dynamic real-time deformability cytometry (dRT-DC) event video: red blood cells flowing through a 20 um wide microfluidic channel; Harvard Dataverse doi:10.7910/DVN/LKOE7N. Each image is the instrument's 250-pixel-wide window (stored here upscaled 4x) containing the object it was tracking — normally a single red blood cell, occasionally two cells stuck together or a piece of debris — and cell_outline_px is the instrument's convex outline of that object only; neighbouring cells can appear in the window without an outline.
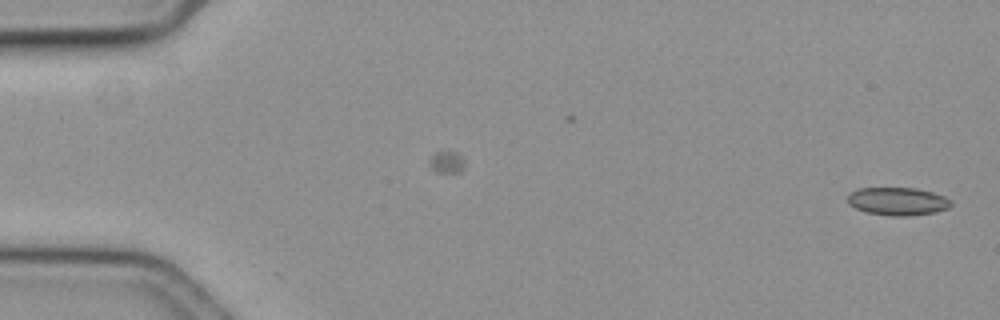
{"species": "common noctule bat (a hibernating species)", "species_latin": "Nyctalus noctula", "temperature_condition": "cold", "stored_images_in_passage": 56, "camera_frame_rate_fps": 3000, "um_per_image_px": 0.085, "animal": {"sex": "female", "body_mass_g": 19.3, "forearm_length_mm": 54.1}, "frame": {"image": 1, "passage_image": 1, "time_ms": 0.0, "image_size_px": [1000, 320], "cell_outline_px": [[952, 204], [948, 208], [936, 212], [908, 216], [888, 216], [864, 212], [848, 204], [848, 196], [852, 192], [860, 188], [916, 188], [932, 192], [944, 196], [952, 200]], "centroid_in_image_um": [76.32, 17.12], "position_along_channel_um": 8.7, "area_um2": 16.94}}
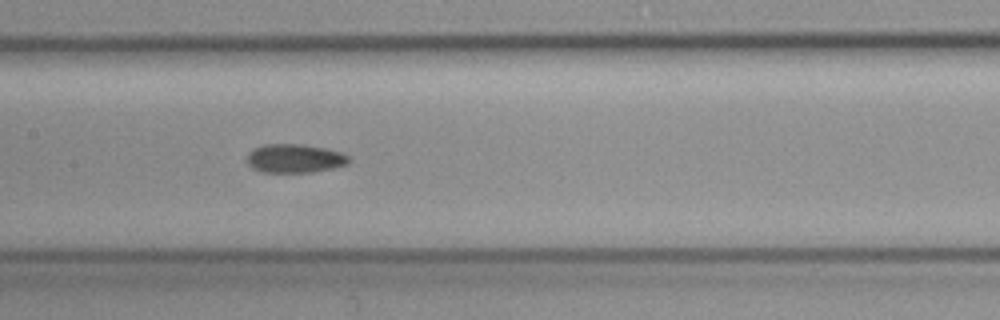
{"frame": {"image": 2, "passage_image": 28, "time_ms": 9.0, "image_size_px": [1000, 320], "cell_outline_px": [[348, 164], [332, 168], [312, 172], [260, 172], [252, 168], [248, 164], [248, 152], [252, 148], [264, 144], [304, 144], [324, 148], [340, 152], [348, 156]], "centroid_in_image_um": [25.01, 13.46], "position_along_channel_um": 182.4, "area_um2": 17.05}}
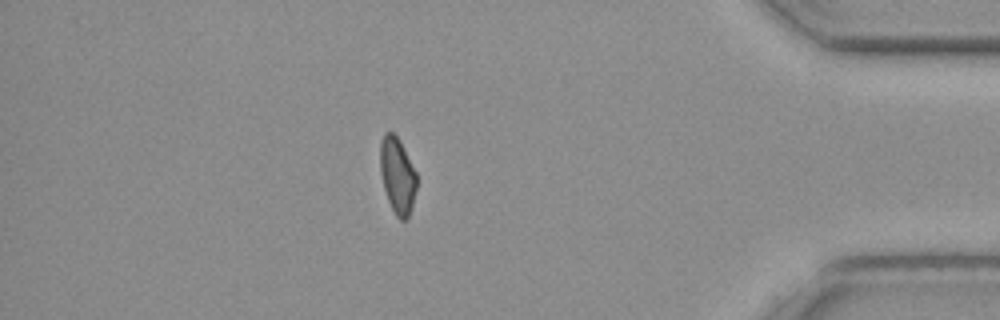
{"frame": {"image": 3, "passage_image": 50, "time_ms": 16.333, "image_size_px": [1000, 320], "cell_outline_px": [[416, 188], [408, 220], [400, 220], [396, 216], [388, 200], [384, 188], [380, 172], [380, 140], [384, 132], [392, 132], [400, 140], [416, 172]], "centroid_in_image_um": [33.77, 14.9], "position_along_channel_um": 401.4, "area_um2": 16.18}, "authors_computed_cell_mechanics": {"area_um2": 17.051, "velocity_mm_per_s": 3.5571, "shape_relaxation_time_tau1_ms": 7.0993, "shape_relaxation_time_tau2_ms": 4.6892, "deformation_change_tau1": 0.1169, "deformation_change_tau2": 0.108}}